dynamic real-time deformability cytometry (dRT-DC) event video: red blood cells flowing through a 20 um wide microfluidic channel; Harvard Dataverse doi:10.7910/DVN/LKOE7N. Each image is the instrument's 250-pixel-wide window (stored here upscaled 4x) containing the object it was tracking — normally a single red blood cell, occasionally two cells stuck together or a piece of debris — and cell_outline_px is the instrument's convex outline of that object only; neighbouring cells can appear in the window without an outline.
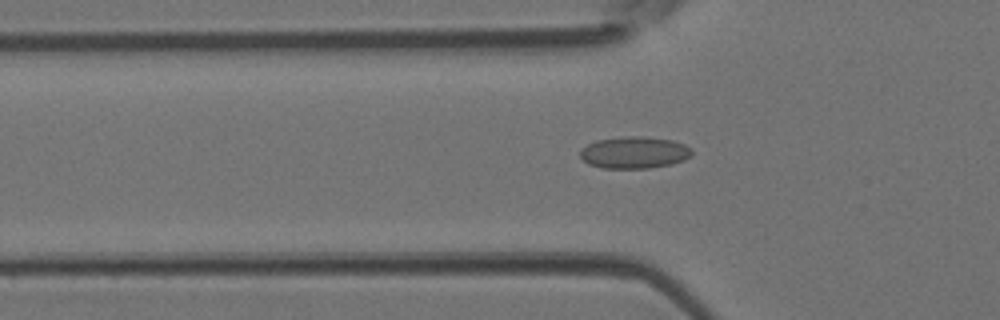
{"species": "Egyptian fruit bat (a non-hibernating species)", "species_latin": "Rousettus aegyptiacus", "temperature_condition": "room temperature", "stored_images_in_passage": 45, "camera_frame_rate_fps": 3000, "um_per_image_px": 0.085, "animal": {"sex": "female"}, "frame": {"image": 1, "passage_image": 14, "time_ms": 4.333, "image_size_px": [1000, 320], "cell_outline_px": [[692, 156], [684, 160], [672, 164], [648, 168], [600, 168], [588, 164], [580, 156], [580, 148], [596, 140], [628, 136], [644, 136], [672, 140], [684, 144], [692, 148]], "centroid_in_image_um": [53.92, 12.96], "position_along_channel_um": 71.9, "area_um2": 20.92}}
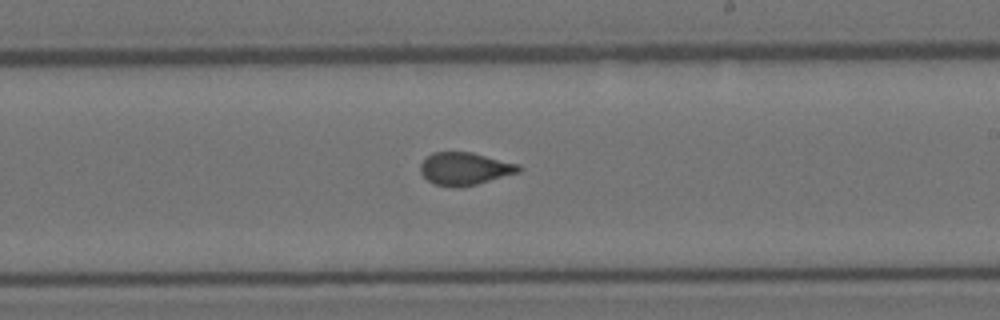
{"frame": {"image": 2, "passage_image": 26, "time_ms": 8.333, "image_size_px": [1000, 320], "cell_outline_px": [[520, 172], [476, 184], [460, 188], [456, 188], [432, 184], [420, 172], [420, 164], [432, 152], [472, 152], [520, 164]], "centroid_in_image_um": [39.5, 14.34], "position_along_channel_um": 249.5, "area_um2": 18.79}}
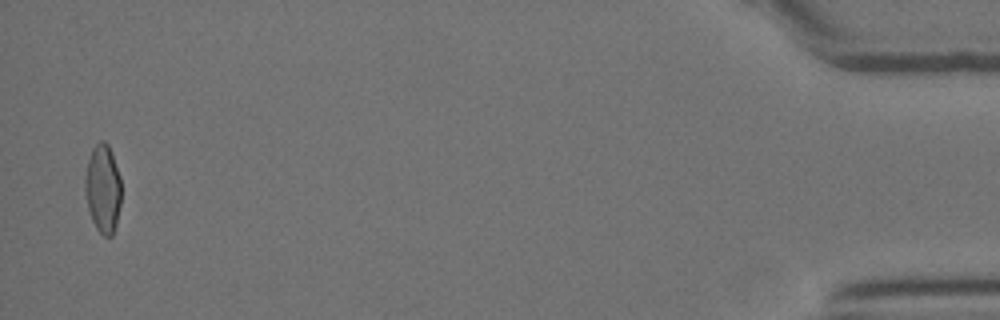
{"frame": {"image": 3, "passage_image": 44, "time_ms": 14.333, "image_size_px": [1000, 320], "cell_outline_px": [[120, 204], [116, 224], [112, 236], [104, 236], [96, 228], [92, 220], [88, 208], [84, 188], [84, 180], [88, 160], [92, 148], [100, 140], [104, 140], [108, 144], [112, 152], [120, 176]], "centroid_in_image_um": [8.74, 16.01], "position_along_channel_um": 426.5, "area_um2": 18.67}}